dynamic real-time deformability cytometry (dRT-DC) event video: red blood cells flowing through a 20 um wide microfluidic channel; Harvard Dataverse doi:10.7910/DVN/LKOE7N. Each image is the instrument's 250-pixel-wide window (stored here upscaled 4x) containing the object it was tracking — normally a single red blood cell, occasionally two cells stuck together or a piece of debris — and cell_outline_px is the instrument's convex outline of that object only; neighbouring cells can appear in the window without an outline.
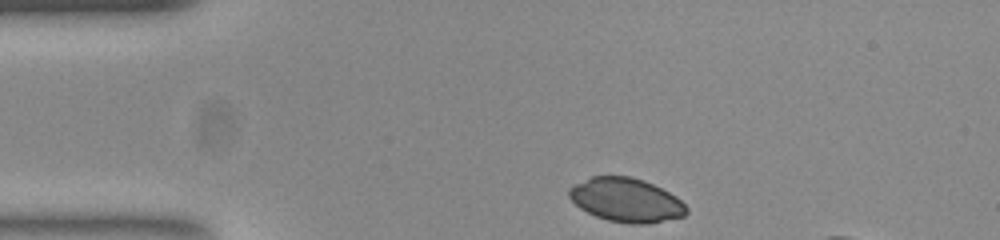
{"species": "common noctule bat (a hibernating species)", "species_latin": "Nyctalus noctula", "temperature_condition": "room temperature", "stored_images_in_passage": 35, "camera_frame_rate_fps": 3000, "um_per_image_px": 0.085, "animal": {"sex": "female", "body_mass_g": 23.0, "forearm_length_mm": 53.4}, "frame": {"image": 1, "passage_image": 1, "time_ms": 0.0, "image_size_px": [1000, 240], "cell_outline_px": [[688, 212], [684, 216], [644, 224], [632, 224], [608, 220], [596, 216], [580, 208], [568, 196], [568, 188], [592, 176], [628, 176], [644, 180], [676, 196], [688, 208]], "centroid_in_image_um": [53.22, 17.0], "position_along_channel_um": 31.8, "area_um2": 29.71}}
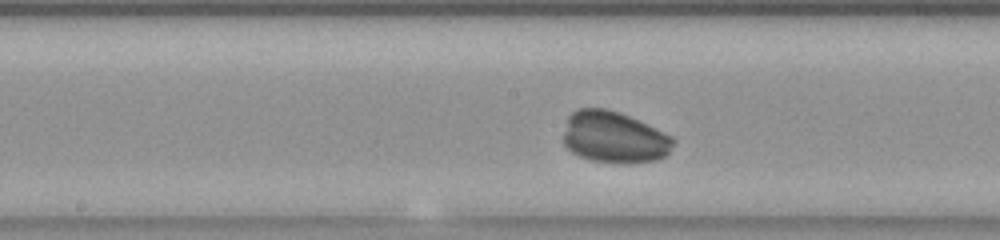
{"frame": {"image": 2, "passage_image": 18, "time_ms": 5.667, "image_size_px": [1000, 240], "cell_outline_px": [[676, 140], [668, 152], [664, 156], [656, 160], [624, 164], [592, 160], [580, 156], [572, 152], [564, 144], [564, 132], [568, 116], [576, 108], [604, 108], [620, 112], [672, 136]], "centroid_in_image_um": [52.19, 11.66], "position_along_channel_um": 196.0, "area_um2": 32.89}}
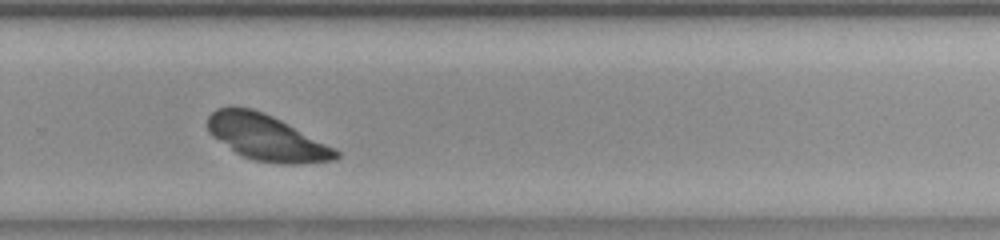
{"frame": {"image": 3, "passage_image": 27, "time_ms": 8.667, "image_size_px": [1000, 240], "cell_outline_px": [[340, 156], [332, 160], [296, 164], [284, 164], [252, 160], [240, 156], [212, 136], [208, 132], [208, 116], [216, 108], [252, 108], [264, 112], [336, 148], [340, 152]], "centroid_in_image_um": [22.65, 11.71], "position_along_channel_um": 307.2, "area_um2": 33.99}}